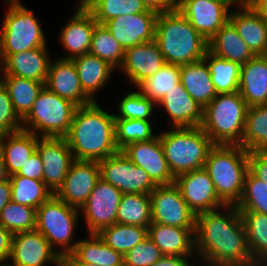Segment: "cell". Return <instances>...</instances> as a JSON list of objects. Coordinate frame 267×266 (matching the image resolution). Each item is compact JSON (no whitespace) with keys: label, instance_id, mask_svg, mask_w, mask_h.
<instances>
[{"label":"cell","instance_id":"6da1fadb","mask_svg":"<svg viewBox=\"0 0 267 266\" xmlns=\"http://www.w3.org/2000/svg\"><path fill=\"white\" fill-rule=\"evenodd\" d=\"M232 209V210H231ZM210 211L196 215L195 250L207 266H246L254 263L240 211Z\"/></svg>","mask_w":267,"mask_h":266},{"label":"cell","instance_id":"7a4b0ae2","mask_svg":"<svg viewBox=\"0 0 267 266\" xmlns=\"http://www.w3.org/2000/svg\"><path fill=\"white\" fill-rule=\"evenodd\" d=\"M65 138L75 160L100 161L119 151L115 115L105 112L96 101L76 109Z\"/></svg>","mask_w":267,"mask_h":266},{"label":"cell","instance_id":"3957f363","mask_svg":"<svg viewBox=\"0 0 267 266\" xmlns=\"http://www.w3.org/2000/svg\"><path fill=\"white\" fill-rule=\"evenodd\" d=\"M155 41L166 63L189 64L204 59L208 41L178 10L158 13Z\"/></svg>","mask_w":267,"mask_h":266},{"label":"cell","instance_id":"277c9868","mask_svg":"<svg viewBox=\"0 0 267 266\" xmlns=\"http://www.w3.org/2000/svg\"><path fill=\"white\" fill-rule=\"evenodd\" d=\"M248 158L249 152L240 145H214L208 154L204 169L226 206H236L242 197Z\"/></svg>","mask_w":267,"mask_h":266},{"label":"cell","instance_id":"5b68a950","mask_svg":"<svg viewBox=\"0 0 267 266\" xmlns=\"http://www.w3.org/2000/svg\"><path fill=\"white\" fill-rule=\"evenodd\" d=\"M249 106L239 91L217 94L204 108L202 129L215 145H240Z\"/></svg>","mask_w":267,"mask_h":266},{"label":"cell","instance_id":"8992f818","mask_svg":"<svg viewBox=\"0 0 267 266\" xmlns=\"http://www.w3.org/2000/svg\"><path fill=\"white\" fill-rule=\"evenodd\" d=\"M172 175L204 168L213 141L201 126L174 128L159 135Z\"/></svg>","mask_w":267,"mask_h":266},{"label":"cell","instance_id":"52a82bcc","mask_svg":"<svg viewBox=\"0 0 267 266\" xmlns=\"http://www.w3.org/2000/svg\"><path fill=\"white\" fill-rule=\"evenodd\" d=\"M77 108V105L44 86L31 111L22 120V128L37 136L41 132L42 137H65Z\"/></svg>","mask_w":267,"mask_h":266},{"label":"cell","instance_id":"ba28073f","mask_svg":"<svg viewBox=\"0 0 267 266\" xmlns=\"http://www.w3.org/2000/svg\"><path fill=\"white\" fill-rule=\"evenodd\" d=\"M79 209L68 205L55 194L36 209V230L50 243L59 245V255L65 259L76 248L79 241L72 242Z\"/></svg>","mask_w":267,"mask_h":266},{"label":"cell","instance_id":"9c48e42d","mask_svg":"<svg viewBox=\"0 0 267 266\" xmlns=\"http://www.w3.org/2000/svg\"><path fill=\"white\" fill-rule=\"evenodd\" d=\"M9 3L0 32L2 55H11L38 47H44L46 40L38 20L18 0Z\"/></svg>","mask_w":267,"mask_h":266},{"label":"cell","instance_id":"30bf717a","mask_svg":"<svg viewBox=\"0 0 267 266\" xmlns=\"http://www.w3.org/2000/svg\"><path fill=\"white\" fill-rule=\"evenodd\" d=\"M100 177L123 194H150L157 185L148 173L136 166L121 150L98 161Z\"/></svg>","mask_w":267,"mask_h":266},{"label":"cell","instance_id":"8fae6325","mask_svg":"<svg viewBox=\"0 0 267 266\" xmlns=\"http://www.w3.org/2000/svg\"><path fill=\"white\" fill-rule=\"evenodd\" d=\"M152 223L179 228H195L196 215L189 209L175 185L157 186L151 193Z\"/></svg>","mask_w":267,"mask_h":266},{"label":"cell","instance_id":"7c38bea8","mask_svg":"<svg viewBox=\"0 0 267 266\" xmlns=\"http://www.w3.org/2000/svg\"><path fill=\"white\" fill-rule=\"evenodd\" d=\"M123 193L116 187L100 179L91 191L83 210L90 234H98L102 229L116 223L117 209Z\"/></svg>","mask_w":267,"mask_h":266},{"label":"cell","instance_id":"4fadbf2b","mask_svg":"<svg viewBox=\"0 0 267 266\" xmlns=\"http://www.w3.org/2000/svg\"><path fill=\"white\" fill-rule=\"evenodd\" d=\"M181 191L189 209L195 214L215 211L226 206L218 197L208 172L202 168L178 175L174 183Z\"/></svg>","mask_w":267,"mask_h":266},{"label":"cell","instance_id":"5bb4252c","mask_svg":"<svg viewBox=\"0 0 267 266\" xmlns=\"http://www.w3.org/2000/svg\"><path fill=\"white\" fill-rule=\"evenodd\" d=\"M38 151L43 166V182L55 194L63 185L70 165L75 160L65 137H41Z\"/></svg>","mask_w":267,"mask_h":266},{"label":"cell","instance_id":"9a60e30c","mask_svg":"<svg viewBox=\"0 0 267 266\" xmlns=\"http://www.w3.org/2000/svg\"><path fill=\"white\" fill-rule=\"evenodd\" d=\"M9 259L15 266H63L64 259L54 251L48 240L37 230L13 234Z\"/></svg>","mask_w":267,"mask_h":266},{"label":"cell","instance_id":"2e32d148","mask_svg":"<svg viewBox=\"0 0 267 266\" xmlns=\"http://www.w3.org/2000/svg\"><path fill=\"white\" fill-rule=\"evenodd\" d=\"M121 151L136 166L146 171L157 186L175 183V177L168 166L159 135L149 141L130 143Z\"/></svg>","mask_w":267,"mask_h":266},{"label":"cell","instance_id":"e0dca14e","mask_svg":"<svg viewBox=\"0 0 267 266\" xmlns=\"http://www.w3.org/2000/svg\"><path fill=\"white\" fill-rule=\"evenodd\" d=\"M100 179L98 161L74 160L55 195L68 205L80 209Z\"/></svg>","mask_w":267,"mask_h":266},{"label":"cell","instance_id":"ac0fdd59","mask_svg":"<svg viewBox=\"0 0 267 266\" xmlns=\"http://www.w3.org/2000/svg\"><path fill=\"white\" fill-rule=\"evenodd\" d=\"M238 1L190 0L178 11L208 42L229 21V8Z\"/></svg>","mask_w":267,"mask_h":266},{"label":"cell","instance_id":"d6986e66","mask_svg":"<svg viewBox=\"0 0 267 266\" xmlns=\"http://www.w3.org/2000/svg\"><path fill=\"white\" fill-rule=\"evenodd\" d=\"M157 12H141L118 16L103 23L116 41L124 48L155 40Z\"/></svg>","mask_w":267,"mask_h":266},{"label":"cell","instance_id":"ffe728a7","mask_svg":"<svg viewBox=\"0 0 267 266\" xmlns=\"http://www.w3.org/2000/svg\"><path fill=\"white\" fill-rule=\"evenodd\" d=\"M45 87L78 107L94 102L83 91L76 66L71 59L61 58L50 63Z\"/></svg>","mask_w":267,"mask_h":266},{"label":"cell","instance_id":"44dd1931","mask_svg":"<svg viewBox=\"0 0 267 266\" xmlns=\"http://www.w3.org/2000/svg\"><path fill=\"white\" fill-rule=\"evenodd\" d=\"M157 42L151 41L125 49L120 68L134 85L154 75L165 64Z\"/></svg>","mask_w":267,"mask_h":266},{"label":"cell","instance_id":"7402d4cb","mask_svg":"<svg viewBox=\"0 0 267 266\" xmlns=\"http://www.w3.org/2000/svg\"><path fill=\"white\" fill-rule=\"evenodd\" d=\"M241 12H230L229 21L240 38L255 55L267 54V20L258 14L245 0H239Z\"/></svg>","mask_w":267,"mask_h":266},{"label":"cell","instance_id":"603a6c76","mask_svg":"<svg viewBox=\"0 0 267 266\" xmlns=\"http://www.w3.org/2000/svg\"><path fill=\"white\" fill-rule=\"evenodd\" d=\"M4 75L17 76L46 83L50 60L46 46L3 55Z\"/></svg>","mask_w":267,"mask_h":266},{"label":"cell","instance_id":"cb8c5ba5","mask_svg":"<svg viewBox=\"0 0 267 266\" xmlns=\"http://www.w3.org/2000/svg\"><path fill=\"white\" fill-rule=\"evenodd\" d=\"M157 105H163L174 128L202 125L204 108L186 92L181 82L166 93Z\"/></svg>","mask_w":267,"mask_h":266},{"label":"cell","instance_id":"d4e9b609","mask_svg":"<svg viewBox=\"0 0 267 266\" xmlns=\"http://www.w3.org/2000/svg\"><path fill=\"white\" fill-rule=\"evenodd\" d=\"M98 22L88 9H77L70 22L62 29L60 41L69 55L64 59H74L89 53L92 34Z\"/></svg>","mask_w":267,"mask_h":266},{"label":"cell","instance_id":"484cf974","mask_svg":"<svg viewBox=\"0 0 267 266\" xmlns=\"http://www.w3.org/2000/svg\"><path fill=\"white\" fill-rule=\"evenodd\" d=\"M239 93L249 107L267 104V55L241 65Z\"/></svg>","mask_w":267,"mask_h":266},{"label":"cell","instance_id":"4316f807","mask_svg":"<svg viewBox=\"0 0 267 266\" xmlns=\"http://www.w3.org/2000/svg\"><path fill=\"white\" fill-rule=\"evenodd\" d=\"M148 236L163 255L189 256L195 251V228H179L152 223Z\"/></svg>","mask_w":267,"mask_h":266},{"label":"cell","instance_id":"83f0119b","mask_svg":"<svg viewBox=\"0 0 267 266\" xmlns=\"http://www.w3.org/2000/svg\"><path fill=\"white\" fill-rule=\"evenodd\" d=\"M180 82L186 92L203 108L217 95L204 59L180 65Z\"/></svg>","mask_w":267,"mask_h":266},{"label":"cell","instance_id":"f1b7e54d","mask_svg":"<svg viewBox=\"0 0 267 266\" xmlns=\"http://www.w3.org/2000/svg\"><path fill=\"white\" fill-rule=\"evenodd\" d=\"M38 137L32 132L23 129L0 136V151L2 152L9 176L18 173L36 151ZM6 140L7 142H4Z\"/></svg>","mask_w":267,"mask_h":266},{"label":"cell","instance_id":"f546056e","mask_svg":"<svg viewBox=\"0 0 267 266\" xmlns=\"http://www.w3.org/2000/svg\"><path fill=\"white\" fill-rule=\"evenodd\" d=\"M208 43L211 53L240 65L247 63L255 56L230 21L222 26Z\"/></svg>","mask_w":267,"mask_h":266},{"label":"cell","instance_id":"4dcf8cb0","mask_svg":"<svg viewBox=\"0 0 267 266\" xmlns=\"http://www.w3.org/2000/svg\"><path fill=\"white\" fill-rule=\"evenodd\" d=\"M89 236L91 240H79L75 250L64 259V262H87L99 266L123 264V255L108 246L98 234Z\"/></svg>","mask_w":267,"mask_h":266},{"label":"cell","instance_id":"1f68e13d","mask_svg":"<svg viewBox=\"0 0 267 266\" xmlns=\"http://www.w3.org/2000/svg\"><path fill=\"white\" fill-rule=\"evenodd\" d=\"M72 60L76 66L83 91L93 101H96L94 93L104 87L114 68L106 61L90 53Z\"/></svg>","mask_w":267,"mask_h":266},{"label":"cell","instance_id":"d6a6232c","mask_svg":"<svg viewBox=\"0 0 267 266\" xmlns=\"http://www.w3.org/2000/svg\"><path fill=\"white\" fill-rule=\"evenodd\" d=\"M3 78L0 81L8 91L14 111L23 120L31 111L33 103L45 84L11 75H4Z\"/></svg>","mask_w":267,"mask_h":266},{"label":"cell","instance_id":"836d02e7","mask_svg":"<svg viewBox=\"0 0 267 266\" xmlns=\"http://www.w3.org/2000/svg\"><path fill=\"white\" fill-rule=\"evenodd\" d=\"M116 223L148 228L152 224L150 194H123L117 209Z\"/></svg>","mask_w":267,"mask_h":266},{"label":"cell","instance_id":"e575fe53","mask_svg":"<svg viewBox=\"0 0 267 266\" xmlns=\"http://www.w3.org/2000/svg\"><path fill=\"white\" fill-rule=\"evenodd\" d=\"M204 60L207 62L217 94L239 91L240 64L220 58L209 50Z\"/></svg>","mask_w":267,"mask_h":266},{"label":"cell","instance_id":"d590c367","mask_svg":"<svg viewBox=\"0 0 267 266\" xmlns=\"http://www.w3.org/2000/svg\"><path fill=\"white\" fill-rule=\"evenodd\" d=\"M180 82V65L165 63L154 75L141 81L139 92L158 104L160 100Z\"/></svg>","mask_w":267,"mask_h":266},{"label":"cell","instance_id":"8d00e7d4","mask_svg":"<svg viewBox=\"0 0 267 266\" xmlns=\"http://www.w3.org/2000/svg\"><path fill=\"white\" fill-rule=\"evenodd\" d=\"M9 179L11 183V201L14 203L37 209L53 195L43 181L26 178L17 173L9 176Z\"/></svg>","mask_w":267,"mask_h":266},{"label":"cell","instance_id":"74e56055","mask_svg":"<svg viewBox=\"0 0 267 266\" xmlns=\"http://www.w3.org/2000/svg\"><path fill=\"white\" fill-rule=\"evenodd\" d=\"M98 235L108 246L124 255L147 238L148 228L114 223L102 229Z\"/></svg>","mask_w":267,"mask_h":266},{"label":"cell","instance_id":"f35d334b","mask_svg":"<svg viewBox=\"0 0 267 266\" xmlns=\"http://www.w3.org/2000/svg\"><path fill=\"white\" fill-rule=\"evenodd\" d=\"M242 147L248 152L267 150V104L248 108Z\"/></svg>","mask_w":267,"mask_h":266},{"label":"cell","instance_id":"ab89813d","mask_svg":"<svg viewBox=\"0 0 267 266\" xmlns=\"http://www.w3.org/2000/svg\"><path fill=\"white\" fill-rule=\"evenodd\" d=\"M240 214L253 261L267 262V215L258 212Z\"/></svg>","mask_w":267,"mask_h":266},{"label":"cell","instance_id":"60d3db41","mask_svg":"<svg viewBox=\"0 0 267 266\" xmlns=\"http://www.w3.org/2000/svg\"><path fill=\"white\" fill-rule=\"evenodd\" d=\"M89 53L106 61L115 69L121 67L125 49L103 24H97L92 34Z\"/></svg>","mask_w":267,"mask_h":266},{"label":"cell","instance_id":"b9f144b4","mask_svg":"<svg viewBox=\"0 0 267 266\" xmlns=\"http://www.w3.org/2000/svg\"><path fill=\"white\" fill-rule=\"evenodd\" d=\"M98 24L118 16L133 15L149 10L142 0H96L88 9Z\"/></svg>","mask_w":267,"mask_h":266},{"label":"cell","instance_id":"7bdbcfd3","mask_svg":"<svg viewBox=\"0 0 267 266\" xmlns=\"http://www.w3.org/2000/svg\"><path fill=\"white\" fill-rule=\"evenodd\" d=\"M0 226L12 234L36 230V209L10 201L0 212Z\"/></svg>","mask_w":267,"mask_h":266},{"label":"cell","instance_id":"ee69618b","mask_svg":"<svg viewBox=\"0 0 267 266\" xmlns=\"http://www.w3.org/2000/svg\"><path fill=\"white\" fill-rule=\"evenodd\" d=\"M240 212H258L267 215V183L250 170L244 182L243 194L236 205Z\"/></svg>","mask_w":267,"mask_h":266},{"label":"cell","instance_id":"f6af8a7d","mask_svg":"<svg viewBox=\"0 0 267 266\" xmlns=\"http://www.w3.org/2000/svg\"><path fill=\"white\" fill-rule=\"evenodd\" d=\"M150 121L139 119H115V142L119 150L130 143L155 138Z\"/></svg>","mask_w":267,"mask_h":266},{"label":"cell","instance_id":"bcb514c9","mask_svg":"<svg viewBox=\"0 0 267 266\" xmlns=\"http://www.w3.org/2000/svg\"><path fill=\"white\" fill-rule=\"evenodd\" d=\"M155 103L149 100L140 92H130L119 104L120 115L115 119H139L149 121Z\"/></svg>","mask_w":267,"mask_h":266},{"label":"cell","instance_id":"7dc6e473","mask_svg":"<svg viewBox=\"0 0 267 266\" xmlns=\"http://www.w3.org/2000/svg\"><path fill=\"white\" fill-rule=\"evenodd\" d=\"M162 256L161 250L147 236L143 242L123 255V263L124 266H152Z\"/></svg>","mask_w":267,"mask_h":266},{"label":"cell","instance_id":"c3c4849f","mask_svg":"<svg viewBox=\"0 0 267 266\" xmlns=\"http://www.w3.org/2000/svg\"><path fill=\"white\" fill-rule=\"evenodd\" d=\"M22 120L14 111L11 98L0 81V136L22 130Z\"/></svg>","mask_w":267,"mask_h":266},{"label":"cell","instance_id":"681fc988","mask_svg":"<svg viewBox=\"0 0 267 266\" xmlns=\"http://www.w3.org/2000/svg\"><path fill=\"white\" fill-rule=\"evenodd\" d=\"M249 170L259 179L267 183V150L249 152Z\"/></svg>","mask_w":267,"mask_h":266},{"label":"cell","instance_id":"f907efd6","mask_svg":"<svg viewBox=\"0 0 267 266\" xmlns=\"http://www.w3.org/2000/svg\"><path fill=\"white\" fill-rule=\"evenodd\" d=\"M44 166L36 150L17 173L20 176L43 181Z\"/></svg>","mask_w":267,"mask_h":266},{"label":"cell","instance_id":"816d5d0a","mask_svg":"<svg viewBox=\"0 0 267 266\" xmlns=\"http://www.w3.org/2000/svg\"><path fill=\"white\" fill-rule=\"evenodd\" d=\"M13 234L0 226V263H5L10 257Z\"/></svg>","mask_w":267,"mask_h":266},{"label":"cell","instance_id":"f5cc1de1","mask_svg":"<svg viewBox=\"0 0 267 266\" xmlns=\"http://www.w3.org/2000/svg\"><path fill=\"white\" fill-rule=\"evenodd\" d=\"M149 10L164 13L175 10L173 0H142Z\"/></svg>","mask_w":267,"mask_h":266},{"label":"cell","instance_id":"db71d44e","mask_svg":"<svg viewBox=\"0 0 267 266\" xmlns=\"http://www.w3.org/2000/svg\"><path fill=\"white\" fill-rule=\"evenodd\" d=\"M189 256H169L163 255L158 261L152 266H193L187 261Z\"/></svg>","mask_w":267,"mask_h":266},{"label":"cell","instance_id":"11a10c76","mask_svg":"<svg viewBox=\"0 0 267 266\" xmlns=\"http://www.w3.org/2000/svg\"><path fill=\"white\" fill-rule=\"evenodd\" d=\"M11 201L10 179L0 183V212Z\"/></svg>","mask_w":267,"mask_h":266},{"label":"cell","instance_id":"9f6ffc18","mask_svg":"<svg viewBox=\"0 0 267 266\" xmlns=\"http://www.w3.org/2000/svg\"><path fill=\"white\" fill-rule=\"evenodd\" d=\"M250 6L267 20V0H245Z\"/></svg>","mask_w":267,"mask_h":266},{"label":"cell","instance_id":"6f0895ef","mask_svg":"<svg viewBox=\"0 0 267 266\" xmlns=\"http://www.w3.org/2000/svg\"><path fill=\"white\" fill-rule=\"evenodd\" d=\"M8 179H9V175L7 174L5 161H4L2 152L0 151V183Z\"/></svg>","mask_w":267,"mask_h":266},{"label":"cell","instance_id":"680465c9","mask_svg":"<svg viewBox=\"0 0 267 266\" xmlns=\"http://www.w3.org/2000/svg\"><path fill=\"white\" fill-rule=\"evenodd\" d=\"M188 1L190 0H173L175 10H179ZM207 1H239V0H207Z\"/></svg>","mask_w":267,"mask_h":266},{"label":"cell","instance_id":"91938a15","mask_svg":"<svg viewBox=\"0 0 267 266\" xmlns=\"http://www.w3.org/2000/svg\"><path fill=\"white\" fill-rule=\"evenodd\" d=\"M63 266H99V265L87 262H63Z\"/></svg>","mask_w":267,"mask_h":266},{"label":"cell","instance_id":"94428289","mask_svg":"<svg viewBox=\"0 0 267 266\" xmlns=\"http://www.w3.org/2000/svg\"><path fill=\"white\" fill-rule=\"evenodd\" d=\"M81 3L78 6V9H89L90 6L96 1V0H80Z\"/></svg>","mask_w":267,"mask_h":266},{"label":"cell","instance_id":"6125c7cd","mask_svg":"<svg viewBox=\"0 0 267 266\" xmlns=\"http://www.w3.org/2000/svg\"><path fill=\"white\" fill-rule=\"evenodd\" d=\"M4 72V58L2 55V48H1V42H0V73Z\"/></svg>","mask_w":267,"mask_h":266},{"label":"cell","instance_id":"be15d7a7","mask_svg":"<svg viewBox=\"0 0 267 266\" xmlns=\"http://www.w3.org/2000/svg\"><path fill=\"white\" fill-rule=\"evenodd\" d=\"M246 266H267V262H254V263L248 264Z\"/></svg>","mask_w":267,"mask_h":266},{"label":"cell","instance_id":"e7e4bbea","mask_svg":"<svg viewBox=\"0 0 267 266\" xmlns=\"http://www.w3.org/2000/svg\"><path fill=\"white\" fill-rule=\"evenodd\" d=\"M6 263H7V262H5V264L2 263V264H0V266H15V265H12V264H10V265L7 264V265H6Z\"/></svg>","mask_w":267,"mask_h":266}]
</instances>
